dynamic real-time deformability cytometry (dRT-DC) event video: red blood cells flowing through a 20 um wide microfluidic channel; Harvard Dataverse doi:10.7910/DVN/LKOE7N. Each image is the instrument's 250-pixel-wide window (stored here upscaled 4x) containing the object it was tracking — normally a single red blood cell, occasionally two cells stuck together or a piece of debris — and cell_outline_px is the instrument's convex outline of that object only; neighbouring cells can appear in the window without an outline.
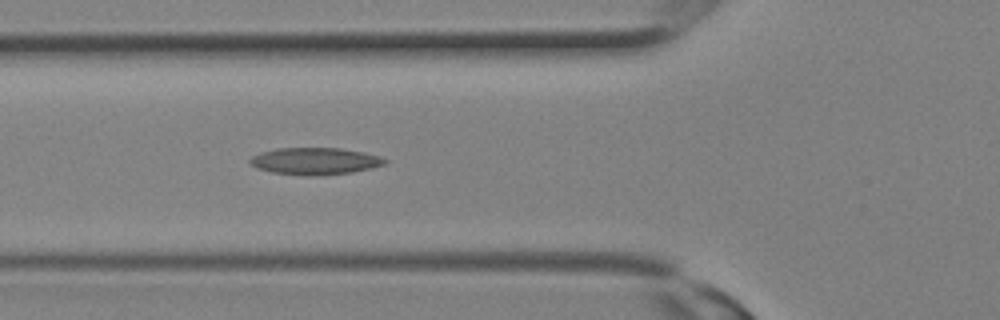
{"species": "Egyptian fruit bat (a non-hibernating species)", "species_latin": "Rousettus aegyptiacus", "temperature_condition": "room temperature", "stored_images_in_passage": 11, "camera_frame_rate_fps": 3000, "um_per_image_px": 0.085, "animal": {"sex": "female"}, "frame": {"image": 1, "passage_image": 11, "time_ms": 3.333, "image_size_px": [1000, 320], "cell_outline_px": [[388, 164], [372, 168], [352, 172], [308, 176], [272, 172], [256, 168], [248, 164], [248, 160], [252, 156], [260, 152], [276, 148], [340, 148], [364, 152], [380, 156], [388, 160]], "centroid_in_image_um": [26.77, 13.69], "position_along_channel_um": 99.0, "area_um2": 21.39}}